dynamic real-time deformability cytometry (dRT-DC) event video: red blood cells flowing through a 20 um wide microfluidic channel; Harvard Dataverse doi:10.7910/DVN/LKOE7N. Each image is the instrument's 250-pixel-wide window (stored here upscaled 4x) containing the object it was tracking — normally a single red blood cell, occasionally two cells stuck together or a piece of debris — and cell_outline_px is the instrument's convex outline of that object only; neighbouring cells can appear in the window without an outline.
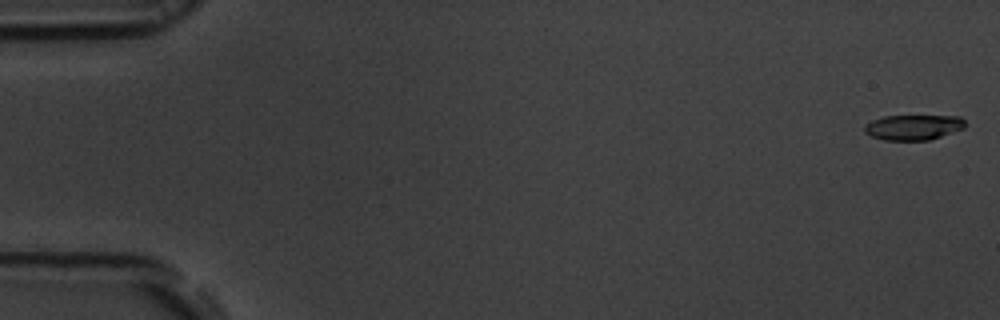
{"species": "common noctule bat (a hibernating species)", "species_latin": "Nyctalus noctula", "temperature_condition": "room temperature", "stored_images_in_passage": 53, "camera_frame_rate_fps": 3000, "um_per_image_px": 0.085, "animal": {"sex": "male", "body_mass_g": 19.5, "forearm_length_mm": 54.6}, "frame": {"image": 1, "passage_image": 1, "time_ms": 0.0, "image_size_px": [1000, 320], "cell_outline_px": [[964, 128], [928, 140], [884, 140], [872, 136], [864, 132], [864, 124], [872, 120], [884, 116], [960, 116], [964, 120]], "centroid_in_image_um": [77.59, 10.81], "position_along_channel_um": 7.4, "area_um2": 14.68}}
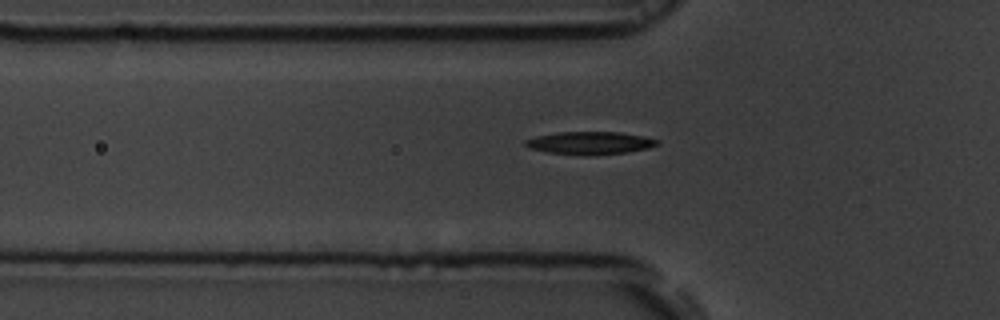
{"frame": {"image": 2, "passage_image": 18, "time_ms": 5.667, "image_size_px": [1000, 320], "cell_outline_px": [[660, 144], [648, 148], [628, 152], [548, 152], [528, 148], [524, 144], [524, 140], [536, 136], [560, 132], [620, 132], [644, 136], [660, 140]], "centroid_in_image_um": [50.18, 12.09], "position_along_channel_um": 75.6, "area_um2": 16.47}}
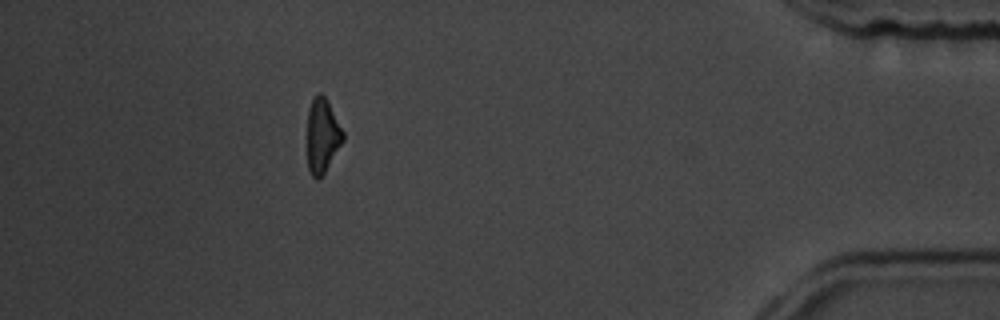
{"frame": {"image": 3, "passage_image": 48, "time_ms": 15.667, "image_size_px": [1000, 320], "cell_outline_px": [[344, 140], [324, 172], [316, 180], [312, 176], [308, 168], [308, 108], [316, 92], [320, 92], [328, 100], [344, 132]], "centroid_in_image_um": [27.41, 11.48], "position_along_channel_um": 407.8, "area_um2": 15.43}, "authors_computed_cell_mechanics": {"area_um2": 16.5308, "velocity_mm_per_s": 3.8437, "shape_relaxation_time_tau1_ms": 2.889, "shape_relaxation_time_tau2_ms": 6.8566, "deformation_change_tau1": 0.1586, "deformation_change_tau2": 0.1529}}